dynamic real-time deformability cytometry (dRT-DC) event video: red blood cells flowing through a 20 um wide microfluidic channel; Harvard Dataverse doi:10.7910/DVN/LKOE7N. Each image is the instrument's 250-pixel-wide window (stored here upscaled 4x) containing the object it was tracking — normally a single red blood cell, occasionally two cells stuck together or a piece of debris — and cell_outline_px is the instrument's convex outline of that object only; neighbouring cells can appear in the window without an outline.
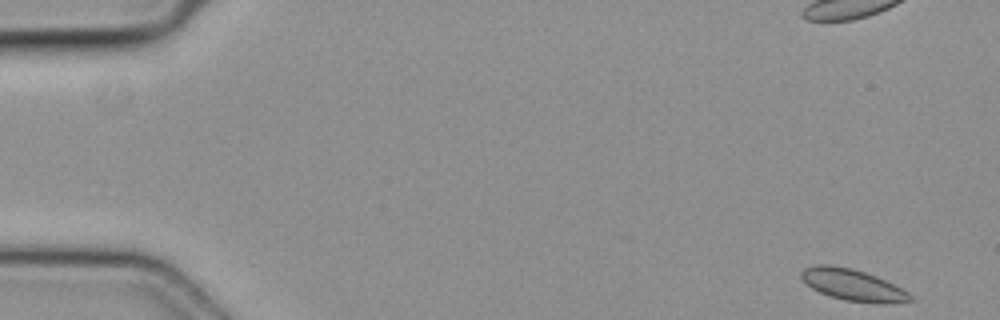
{"species": "common noctule bat (a hibernating species)", "species_latin": "Nyctalus noctula", "temperature_condition": "cold", "stored_images_in_passage": 50, "camera_frame_rate_fps": 3000, "um_per_image_px": 0.085, "animal": {"sex": "female", "body_mass_g": 19.3, "forearm_length_mm": 54.1}, "frame": {"image": 1, "passage_image": 1, "time_ms": 0.0, "image_size_px": [1000, 320], "cell_outline_px": [[916, 300], [884, 304], [844, 300], [820, 292], [812, 288], [800, 276], [800, 272], [804, 268], [816, 264], [828, 264], [852, 268], [876, 276], [908, 292]], "centroid_in_image_um": [72.49, 24.21], "position_along_channel_um": 12.5, "area_um2": 19.83}}